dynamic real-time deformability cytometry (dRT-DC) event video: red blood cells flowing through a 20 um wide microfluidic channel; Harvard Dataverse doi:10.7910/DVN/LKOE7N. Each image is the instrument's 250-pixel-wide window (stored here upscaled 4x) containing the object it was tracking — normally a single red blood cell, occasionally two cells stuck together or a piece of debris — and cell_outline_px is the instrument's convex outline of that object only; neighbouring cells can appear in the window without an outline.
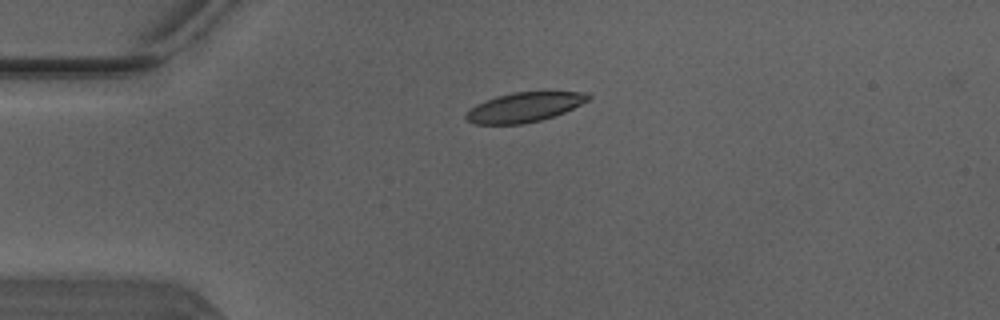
{"species": "Egyptian fruit bat (a non-hibernating species)", "species_latin": "Rousettus aegyptiacus", "temperature_condition": "warm", "stored_images_in_passage": 2, "camera_frame_rate_fps": 3000, "um_per_image_px": 0.085, "animal": {"sex": "male"}, "frame": {"image": 1, "passage_image": 1, "time_ms": 0.0, "image_size_px": [1000, 320], "cell_outline_px": [[592, 96], [588, 100], [564, 112], [540, 120], [524, 124], [476, 124], [468, 120], [464, 116], [476, 104], [496, 96], [512, 92], [544, 88], [588, 92]], "centroid_in_image_um": [44.67, 9.03], "position_along_channel_um": 40.3, "area_um2": 21.91}}